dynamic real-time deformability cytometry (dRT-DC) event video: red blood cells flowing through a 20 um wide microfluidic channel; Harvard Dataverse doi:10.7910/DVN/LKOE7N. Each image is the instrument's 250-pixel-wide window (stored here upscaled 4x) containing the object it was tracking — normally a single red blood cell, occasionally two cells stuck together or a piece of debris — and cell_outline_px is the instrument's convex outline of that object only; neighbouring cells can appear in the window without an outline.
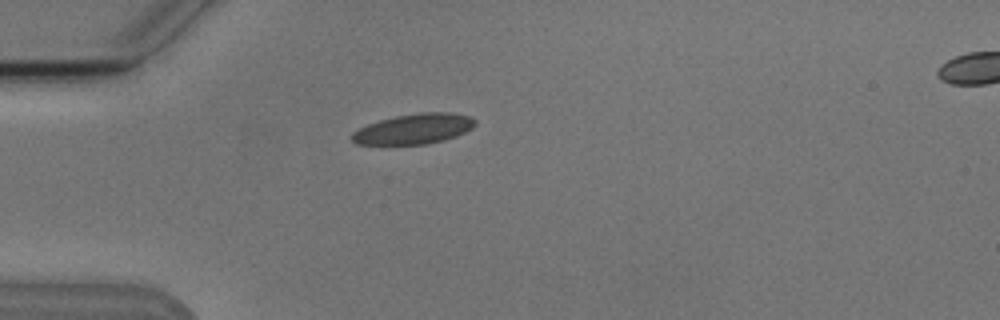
{"species": "Egyptian fruit bat (a non-hibernating species)", "species_latin": "Rousettus aegyptiacus", "temperature_condition": "cold", "stored_images_in_passage": 4, "camera_frame_rate_fps": 3000, "um_per_image_px": 0.085, "animal": {"sex": "male"}, "frame": {"image": 1, "passage_image": 4, "time_ms": 4.333, "image_size_px": [1000, 320], "cell_outline_px": [[476, 124], [472, 128], [456, 136], [444, 140], [424, 144], [356, 144], [352, 140], [352, 132], [368, 124], [380, 120], [396, 116], [420, 112], [452, 112], [468, 116], [476, 120]], "centroid_in_image_um": [35.2, 10.95], "position_along_channel_um": 49.8, "area_um2": 21.56}}